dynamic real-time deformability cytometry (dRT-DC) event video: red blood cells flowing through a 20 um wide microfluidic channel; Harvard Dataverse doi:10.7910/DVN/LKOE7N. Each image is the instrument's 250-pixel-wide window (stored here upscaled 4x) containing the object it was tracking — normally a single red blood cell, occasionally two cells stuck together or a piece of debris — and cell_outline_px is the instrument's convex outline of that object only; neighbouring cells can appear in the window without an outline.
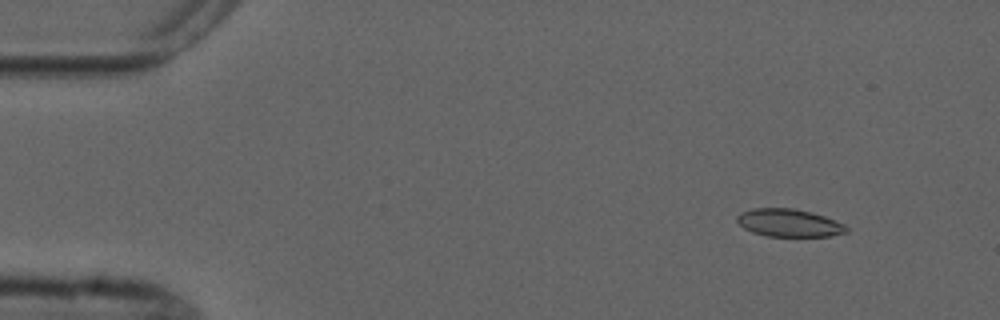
{"species": "common noctule bat (a hibernating species)", "species_latin": "Nyctalus noctula", "temperature_condition": "cold", "stored_images_in_passage": 6, "camera_frame_rate_fps": 3000, "um_per_image_px": 0.085, "animal": {"sex": "male", "forearm_length_mm": 52.5}, "frame": {"image": 1, "passage_image": 2, "time_ms": 1.0, "image_size_px": [1000, 320], "cell_outline_px": [[848, 232], [832, 236], [768, 236], [752, 232], [744, 228], [736, 220], [736, 216], [740, 212], [752, 208], [792, 208], [812, 212], [824, 216], [844, 224], [848, 228]], "centroid_in_image_um": [67.06, 18.94], "position_along_channel_um": 17.9, "area_um2": 17.74}}
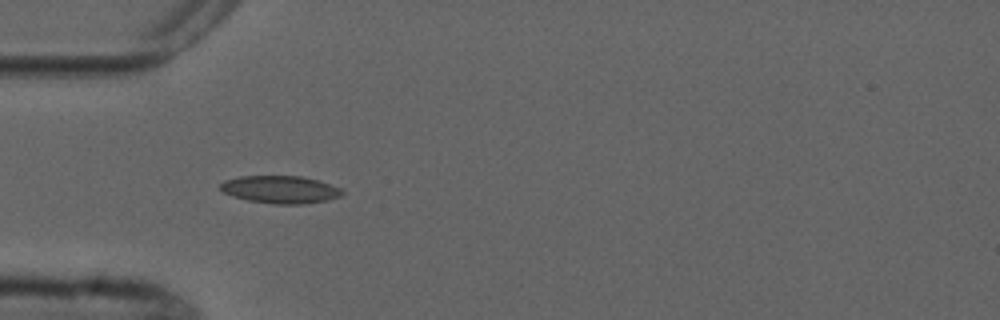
{"frame": {"image": 2, "passage_image": 5, "time_ms": 4.667, "image_size_px": [1000, 320], "cell_outline_px": [[344, 192], [340, 196], [328, 200], [304, 204], [276, 204], [248, 200], [232, 196], [224, 192], [220, 188], [220, 184], [224, 180], [240, 176], [300, 176], [316, 180], [344, 188]], "centroid_in_image_um": [23.85, 16.11], "position_along_channel_um": 61.2, "area_um2": 19.59}}
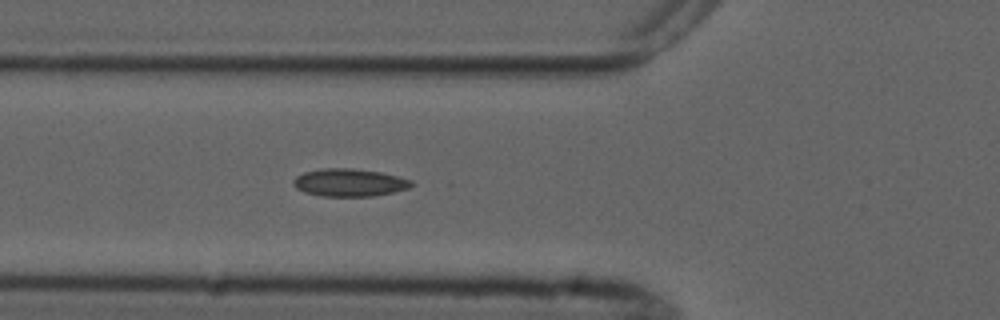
{"frame": {"image": 3, "passage_image": 6, "time_ms": 5.667, "image_size_px": [1000, 320], "cell_outline_px": [[416, 184], [408, 188], [392, 192], [372, 196], [320, 196], [304, 192], [296, 188], [292, 184], [292, 180], [296, 176], [304, 172], [324, 168], [352, 168], [380, 172], [412, 180]], "centroid_in_image_um": [29.67, 15.52], "position_along_channel_um": 96.1, "area_um2": 19.07}}